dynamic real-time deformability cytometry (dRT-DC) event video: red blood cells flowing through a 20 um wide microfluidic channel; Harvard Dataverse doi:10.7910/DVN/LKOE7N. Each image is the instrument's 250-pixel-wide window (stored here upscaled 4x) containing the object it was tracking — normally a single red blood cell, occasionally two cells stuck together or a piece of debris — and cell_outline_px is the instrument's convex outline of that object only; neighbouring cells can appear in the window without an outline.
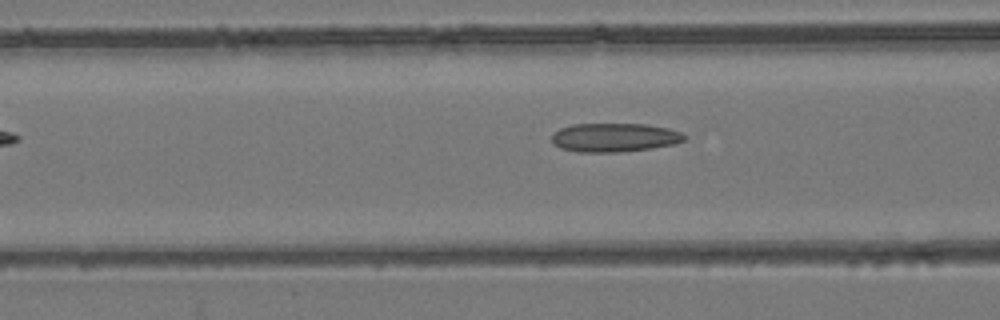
{"species": "common noctule bat (a hibernating species)", "species_latin": "Nyctalus noctula", "temperature_condition": "room temperature", "stored_images_in_passage": 29, "camera_frame_rate_fps": 3000, "um_per_image_px": 0.085, "animal": {"sex": "female", "body_mass_g": 24.6, "forearm_length_mm": 56.2}, "frame": {"image": 1, "passage_image": 8, "time_ms": 2.333, "image_size_px": [1000, 320], "cell_outline_px": [[688, 136], [684, 140], [672, 144], [652, 148], [620, 152], [580, 152], [560, 148], [552, 144], [552, 136], [560, 128], [572, 124], [648, 124], [668, 128], [680, 132]], "centroid_in_image_um": [52.22, 11.68], "position_along_channel_um": 114.4, "area_um2": 22.25}}
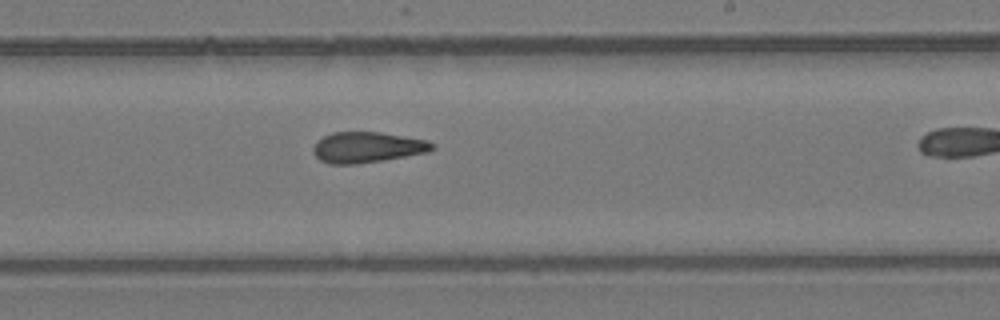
{"frame": {"image": 2, "passage_image": 19, "time_ms": 6.0, "image_size_px": [1000, 320], "cell_outline_px": [[436, 148], [428, 152], [356, 164], [328, 164], [320, 160], [312, 152], [312, 148], [316, 140], [332, 132], [380, 132], [428, 140], [436, 144]], "centroid_in_image_um": [31.2, 12.51], "position_along_channel_um": 257.8, "area_um2": 21.39}}
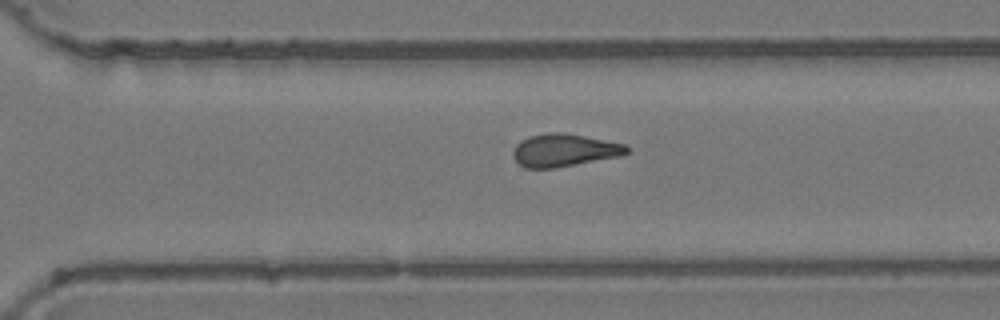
{"frame": {"image": 3, "passage_image": 24, "time_ms": 7.667, "image_size_px": [1000, 320], "cell_outline_px": [[628, 152], [620, 156], [556, 168], [524, 168], [512, 156], [512, 152], [516, 144], [520, 140], [528, 136], [552, 132], [564, 132], [628, 144]], "centroid_in_image_um": [47.95, 12.76], "position_along_channel_um": 322.6, "area_um2": 21.85}}